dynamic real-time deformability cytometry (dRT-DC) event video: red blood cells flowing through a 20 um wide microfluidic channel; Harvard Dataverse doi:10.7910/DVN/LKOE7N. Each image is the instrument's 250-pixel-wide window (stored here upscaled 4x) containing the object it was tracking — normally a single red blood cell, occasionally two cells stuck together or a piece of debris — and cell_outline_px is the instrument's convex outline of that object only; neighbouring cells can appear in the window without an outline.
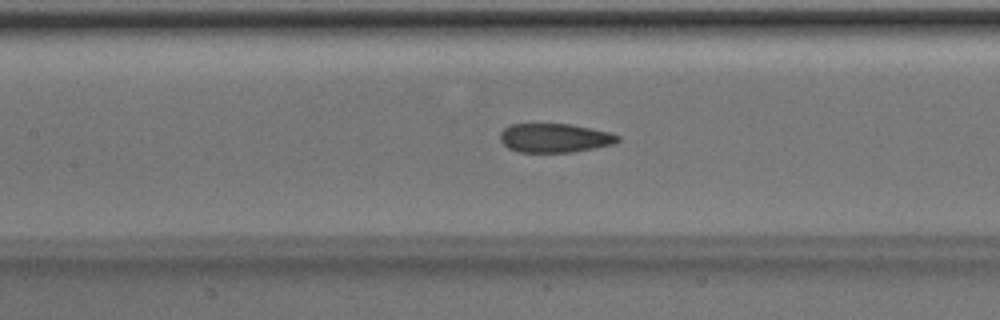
{"species": "Egyptian fruit bat (a non-hibernating species)", "species_latin": "Rousettus aegyptiacus", "temperature_condition": "room temperature", "stored_images_in_passage": 49, "camera_frame_rate_fps": 3000, "um_per_image_px": 0.085, "animal": {"sex": "male"}, "frame": {"image": 1, "passage_image": 22, "time_ms": 7.0, "image_size_px": [1000, 320], "cell_outline_px": [[620, 140], [616, 144], [572, 152], [520, 152], [508, 148], [500, 140], [500, 132], [504, 128], [512, 124], [572, 124], [612, 132], [620, 136]], "centroid_in_image_um": [47.19, 11.72], "position_along_channel_um": 160.2, "area_um2": 20.06}}
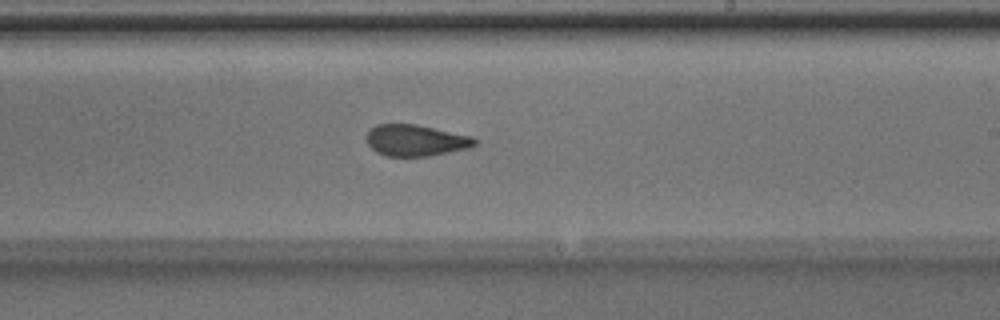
{"frame": {"image": 2, "passage_image": 29, "time_ms": 9.333, "image_size_px": [1000, 320], "cell_outline_px": [[476, 144], [468, 148], [428, 156], [384, 156], [376, 152], [364, 140], [364, 136], [376, 124], [416, 124], [472, 136], [476, 140]], "centroid_in_image_um": [35.28, 11.93], "position_along_channel_um": 253.7, "area_um2": 19.83}}
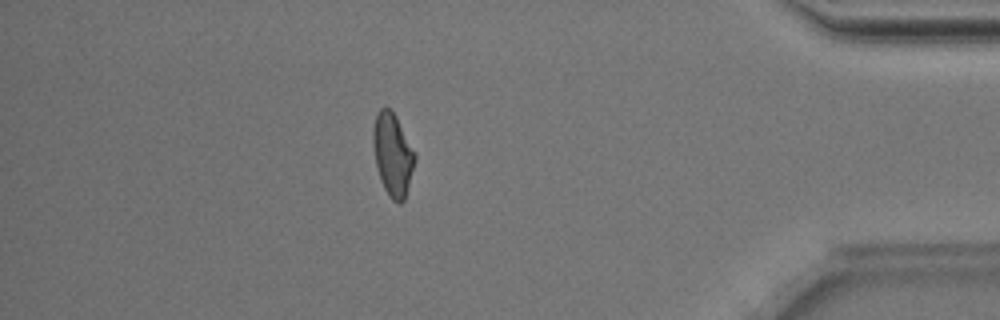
{"frame": {"image": 3, "passage_image": 43, "time_ms": 14.0, "image_size_px": [1000, 320], "cell_outline_px": [[416, 160], [404, 200], [400, 204], [392, 200], [388, 196], [380, 180], [376, 164], [372, 144], [372, 128], [376, 112], [384, 104], [392, 108], [416, 152]], "centroid_in_image_um": [33.37, 13.06], "position_along_channel_um": 401.8, "area_um2": 20.75}, "authors_computed_cell_mechanics": {"area_um2": 20.519, "velocity_mm_per_s": 4.0317, "shape_relaxation_time_tau1_ms": 6.6358, "shape_relaxation_time_tau2_ms": 1.9773, "deformation_change_tau1": 0.1759, "deformation_change_tau2": 0.0737}}